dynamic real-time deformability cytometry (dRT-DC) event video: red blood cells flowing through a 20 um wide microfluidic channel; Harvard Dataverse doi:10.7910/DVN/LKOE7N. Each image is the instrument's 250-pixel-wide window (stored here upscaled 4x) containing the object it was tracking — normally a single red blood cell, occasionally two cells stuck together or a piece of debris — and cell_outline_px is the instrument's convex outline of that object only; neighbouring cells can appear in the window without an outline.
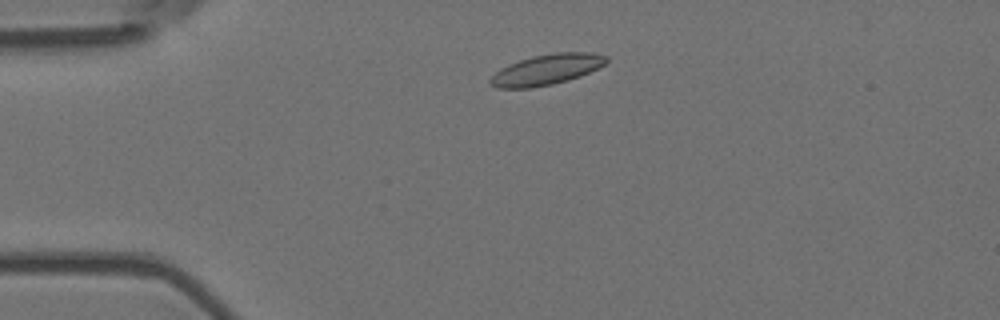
{"species": "Egyptian fruit bat (a non-hibernating species)", "species_latin": "Rousettus aegyptiacus", "temperature_condition": "room temperature", "stored_images_in_passage": 3, "camera_frame_rate_fps": 3000, "um_per_image_px": 0.085, "animal": {"sex": "female"}, "frame": {"image": 1, "passage_image": 2, "time_ms": 0.333, "image_size_px": [1000, 320], "cell_outline_px": [[608, 60], [604, 64], [580, 76], [568, 80], [552, 84], [532, 88], [496, 88], [488, 84], [488, 80], [500, 68], [508, 64], [532, 56], [556, 52], [592, 52], [608, 56]], "centroid_in_image_um": [46.42, 5.91], "position_along_channel_um": 38.6, "area_um2": 20.69}}